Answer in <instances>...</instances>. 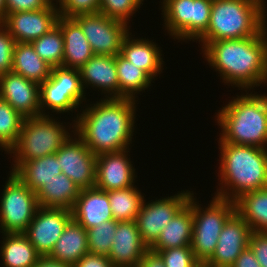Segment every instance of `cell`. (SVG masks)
<instances>
[{
    "label": "cell",
    "mask_w": 267,
    "mask_h": 267,
    "mask_svg": "<svg viewBox=\"0 0 267 267\" xmlns=\"http://www.w3.org/2000/svg\"><path fill=\"white\" fill-rule=\"evenodd\" d=\"M136 101L103 98L90 104L73 120L72 128L95 154L130 149L134 132Z\"/></svg>",
    "instance_id": "1"
},
{
    "label": "cell",
    "mask_w": 267,
    "mask_h": 267,
    "mask_svg": "<svg viewBox=\"0 0 267 267\" xmlns=\"http://www.w3.org/2000/svg\"><path fill=\"white\" fill-rule=\"evenodd\" d=\"M202 52L227 85L246 91L267 83V25L256 36L209 42Z\"/></svg>",
    "instance_id": "2"
},
{
    "label": "cell",
    "mask_w": 267,
    "mask_h": 267,
    "mask_svg": "<svg viewBox=\"0 0 267 267\" xmlns=\"http://www.w3.org/2000/svg\"><path fill=\"white\" fill-rule=\"evenodd\" d=\"M219 146L221 187L215 197L235 201L243 193L267 187V149L231 143Z\"/></svg>",
    "instance_id": "3"
},
{
    "label": "cell",
    "mask_w": 267,
    "mask_h": 267,
    "mask_svg": "<svg viewBox=\"0 0 267 267\" xmlns=\"http://www.w3.org/2000/svg\"><path fill=\"white\" fill-rule=\"evenodd\" d=\"M247 91L246 95L233 97L216 113L222 128L218 143L267 149V96Z\"/></svg>",
    "instance_id": "4"
},
{
    "label": "cell",
    "mask_w": 267,
    "mask_h": 267,
    "mask_svg": "<svg viewBox=\"0 0 267 267\" xmlns=\"http://www.w3.org/2000/svg\"><path fill=\"white\" fill-rule=\"evenodd\" d=\"M264 0H213L207 31L197 40L203 48L217 40L256 36L267 24Z\"/></svg>",
    "instance_id": "5"
},
{
    "label": "cell",
    "mask_w": 267,
    "mask_h": 267,
    "mask_svg": "<svg viewBox=\"0 0 267 267\" xmlns=\"http://www.w3.org/2000/svg\"><path fill=\"white\" fill-rule=\"evenodd\" d=\"M47 113L24 119L18 142L9 152L15 163L10 172L14 173L25 161L56 153L70 137L66 126Z\"/></svg>",
    "instance_id": "6"
},
{
    "label": "cell",
    "mask_w": 267,
    "mask_h": 267,
    "mask_svg": "<svg viewBox=\"0 0 267 267\" xmlns=\"http://www.w3.org/2000/svg\"><path fill=\"white\" fill-rule=\"evenodd\" d=\"M188 203L193 214L190 246L197 260L207 261L215 252L224 224L236 211L235 201L213 197L208 207L202 208L192 194Z\"/></svg>",
    "instance_id": "7"
},
{
    "label": "cell",
    "mask_w": 267,
    "mask_h": 267,
    "mask_svg": "<svg viewBox=\"0 0 267 267\" xmlns=\"http://www.w3.org/2000/svg\"><path fill=\"white\" fill-rule=\"evenodd\" d=\"M0 197L1 233H24L39 208L36 193L13 172Z\"/></svg>",
    "instance_id": "8"
},
{
    "label": "cell",
    "mask_w": 267,
    "mask_h": 267,
    "mask_svg": "<svg viewBox=\"0 0 267 267\" xmlns=\"http://www.w3.org/2000/svg\"><path fill=\"white\" fill-rule=\"evenodd\" d=\"M85 94L79 69L54 67L50 77L40 84L41 115H47L45 108L58 114L72 112L81 107Z\"/></svg>",
    "instance_id": "9"
},
{
    "label": "cell",
    "mask_w": 267,
    "mask_h": 267,
    "mask_svg": "<svg viewBox=\"0 0 267 267\" xmlns=\"http://www.w3.org/2000/svg\"><path fill=\"white\" fill-rule=\"evenodd\" d=\"M72 18L80 25L94 55L116 56L121 53L123 41L130 30L128 24L100 12Z\"/></svg>",
    "instance_id": "10"
},
{
    "label": "cell",
    "mask_w": 267,
    "mask_h": 267,
    "mask_svg": "<svg viewBox=\"0 0 267 267\" xmlns=\"http://www.w3.org/2000/svg\"><path fill=\"white\" fill-rule=\"evenodd\" d=\"M192 191L178 192L174 196L143 201L135 219L142 241L150 247L158 238L163 228L188 203Z\"/></svg>",
    "instance_id": "11"
},
{
    "label": "cell",
    "mask_w": 267,
    "mask_h": 267,
    "mask_svg": "<svg viewBox=\"0 0 267 267\" xmlns=\"http://www.w3.org/2000/svg\"><path fill=\"white\" fill-rule=\"evenodd\" d=\"M70 137L55 153L63 174L80 189L95 187L96 158L82 139L72 130Z\"/></svg>",
    "instance_id": "12"
},
{
    "label": "cell",
    "mask_w": 267,
    "mask_h": 267,
    "mask_svg": "<svg viewBox=\"0 0 267 267\" xmlns=\"http://www.w3.org/2000/svg\"><path fill=\"white\" fill-rule=\"evenodd\" d=\"M71 219L72 210L39 206L24 234L41 257L49 256Z\"/></svg>",
    "instance_id": "13"
},
{
    "label": "cell",
    "mask_w": 267,
    "mask_h": 267,
    "mask_svg": "<svg viewBox=\"0 0 267 267\" xmlns=\"http://www.w3.org/2000/svg\"><path fill=\"white\" fill-rule=\"evenodd\" d=\"M59 8L50 5L34 11L7 13L2 23L19 43H31L57 25Z\"/></svg>",
    "instance_id": "14"
},
{
    "label": "cell",
    "mask_w": 267,
    "mask_h": 267,
    "mask_svg": "<svg viewBox=\"0 0 267 267\" xmlns=\"http://www.w3.org/2000/svg\"><path fill=\"white\" fill-rule=\"evenodd\" d=\"M253 230L235 211L224 224L215 252L207 260L214 267H231L238 256L249 247Z\"/></svg>",
    "instance_id": "15"
},
{
    "label": "cell",
    "mask_w": 267,
    "mask_h": 267,
    "mask_svg": "<svg viewBox=\"0 0 267 267\" xmlns=\"http://www.w3.org/2000/svg\"><path fill=\"white\" fill-rule=\"evenodd\" d=\"M101 153L96 158L95 187L103 191L125 189L135 183V170L128 152Z\"/></svg>",
    "instance_id": "16"
},
{
    "label": "cell",
    "mask_w": 267,
    "mask_h": 267,
    "mask_svg": "<svg viewBox=\"0 0 267 267\" xmlns=\"http://www.w3.org/2000/svg\"><path fill=\"white\" fill-rule=\"evenodd\" d=\"M40 84L14 72L0 77V98L8 102L24 118L41 115Z\"/></svg>",
    "instance_id": "17"
},
{
    "label": "cell",
    "mask_w": 267,
    "mask_h": 267,
    "mask_svg": "<svg viewBox=\"0 0 267 267\" xmlns=\"http://www.w3.org/2000/svg\"><path fill=\"white\" fill-rule=\"evenodd\" d=\"M149 247L142 241L135 221L118 222L108 258L115 267H138Z\"/></svg>",
    "instance_id": "18"
},
{
    "label": "cell",
    "mask_w": 267,
    "mask_h": 267,
    "mask_svg": "<svg viewBox=\"0 0 267 267\" xmlns=\"http://www.w3.org/2000/svg\"><path fill=\"white\" fill-rule=\"evenodd\" d=\"M83 90L89 85L101 89L105 98H119L115 56L93 55L80 69ZM108 94V96H107Z\"/></svg>",
    "instance_id": "19"
},
{
    "label": "cell",
    "mask_w": 267,
    "mask_h": 267,
    "mask_svg": "<svg viewBox=\"0 0 267 267\" xmlns=\"http://www.w3.org/2000/svg\"><path fill=\"white\" fill-rule=\"evenodd\" d=\"M72 218L86 230L114 220L107 192L96 187L81 189L72 209Z\"/></svg>",
    "instance_id": "20"
},
{
    "label": "cell",
    "mask_w": 267,
    "mask_h": 267,
    "mask_svg": "<svg viewBox=\"0 0 267 267\" xmlns=\"http://www.w3.org/2000/svg\"><path fill=\"white\" fill-rule=\"evenodd\" d=\"M57 25L64 37L62 67L80 69L94 55L86 36L72 17L60 16Z\"/></svg>",
    "instance_id": "21"
},
{
    "label": "cell",
    "mask_w": 267,
    "mask_h": 267,
    "mask_svg": "<svg viewBox=\"0 0 267 267\" xmlns=\"http://www.w3.org/2000/svg\"><path fill=\"white\" fill-rule=\"evenodd\" d=\"M131 34L129 33L125 37L120 54L155 80L154 77L158 76L163 70L162 50L149 39H133L134 37Z\"/></svg>",
    "instance_id": "22"
},
{
    "label": "cell",
    "mask_w": 267,
    "mask_h": 267,
    "mask_svg": "<svg viewBox=\"0 0 267 267\" xmlns=\"http://www.w3.org/2000/svg\"><path fill=\"white\" fill-rule=\"evenodd\" d=\"M87 253V230L72 218L48 257L73 267Z\"/></svg>",
    "instance_id": "23"
},
{
    "label": "cell",
    "mask_w": 267,
    "mask_h": 267,
    "mask_svg": "<svg viewBox=\"0 0 267 267\" xmlns=\"http://www.w3.org/2000/svg\"><path fill=\"white\" fill-rule=\"evenodd\" d=\"M192 229V206L187 203L162 229L159 238L149 248L151 250H163L190 246Z\"/></svg>",
    "instance_id": "24"
},
{
    "label": "cell",
    "mask_w": 267,
    "mask_h": 267,
    "mask_svg": "<svg viewBox=\"0 0 267 267\" xmlns=\"http://www.w3.org/2000/svg\"><path fill=\"white\" fill-rule=\"evenodd\" d=\"M80 188L65 174L55 175L37 192L38 204L41 207L73 209L79 196Z\"/></svg>",
    "instance_id": "25"
},
{
    "label": "cell",
    "mask_w": 267,
    "mask_h": 267,
    "mask_svg": "<svg viewBox=\"0 0 267 267\" xmlns=\"http://www.w3.org/2000/svg\"><path fill=\"white\" fill-rule=\"evenodd\" d=\"M0 256L4 267H33L41 257L24 233H3Z\"/></svg>",
    "instance_id": "26"
},
{
    "label": "cell",
    "mask_w": 267,
    "mask_h": 267,
    "mask_svg": "<svg viewBox=\"0 0 267 267\" xmlns=\"http://www.w3.org/2000/svg\"><path fill=\"white\" fill-rule=\"evenodd\" d=\"M51 70L52 67L35 52L31 43L16 42L12 72L41 84L50 77Z\"/></svg>",
    "instance_id": "27"
},
{
    "label": "cell",
    "mask_w": 267,
    "mask_h": 267,
    "mask_svg": "<svg viewBox=\"0 0 267 267\" xmlns=\"http://www.w3.org/2000/svg\"><path fill=\"white\" fill-rule=\"evenodd\" d=\"M164 26L173 39L191 41L193 0H163Z\"/></svg>",
    "instance_id": "28"
},
{
    "label": "cell",
    "mask_w": 267,
    "mask_h": 267,
    "mask_svg": "<svg viewBox=\"0 0 267 267\" xmlns=\"http://www.w3.org/2000/svg\"><path fill=\"white\" fill-rule=\"evenodd\" d=\"M15 175L36 193L45 183L62 173L56 154L25 161Z\"/></svg>",
    "instance_id": "29"
},
{
    "label": "cell",
    "mask_w": 267,
    "mask_h": 267,
    "mask_svg": "<svg viewBox=\"0 0 267 267\" xmlns=\"http://www.w3.org/2000/svg\"><path fill=\"white\" fill-rule=\"evenodd\" d=\"M235 206L253 231L267 232V187L243 193Z\"/></svg>",
    "instance_id": "30"
},
{
    "label": "cell",
    "mask_w": 267,
    "mask_h": 267,
    "mask_svg": "<svg viewBox=\"0 0 267 267\" xmlns=\"http://www.w3.org/2000/svg\"><path fill=\"white\" fill-rule=\"evenodd\" d=\"M115 63L119 81V98L136 100L137 94L148 89L153 79L121 54L115 56Z\"/></svg>",
    "instance_id": "31"
},
{
    "label": "cell",
    "mask_w": 267,
    "mask_h": 267,
    "mask_svg": "<svg viewBox=\"0 0 267 267\" xmlns=\"http://www.w3.org/2000/svg\"><path fill=\"white\" fill-rule=\"evenodd\" d=\"M107 194L115 221H135L144 201L136 186L107 191Z\"/></svg>",
    "instance_id": "32"
},
{
    "label": "cell",
    "mask_w": 267,
    "mask_h": 267,
    "mask_svg": "<svg viewBox=\"0 0 267 267\" xmlns=\"http://www.w3.org/2000/svg\"><path fill=\"white\" fill-rule=\"evenodd\" d=\"M24 117L0 98V148L9 154L17 144Z\"/></svg>",
    "instance_id": "33"
},
{
    "label": "cell",
    "mask_w": 267,
    "mask_h": 267,
    "mask_svg": "<svg viewBox=\"0 0 267 267\" xmlns=\"http://www.w3.org/2000/svg\"><path fill=\"white\" fill-rule=\"evenodd\" d=\"M35 52L52 68L63 63L64 37L58 25L31 42Z\"/></svg>",
    "instance_id": "34"
},
{
    "label": "cell",
    "mask_w": 267,
    "mask_h": 267,
    "mask_svg": "<svg viewBox=\"0 0 267 267\" xmlns=\"http://www.w3.org/2000/svg\"><path fill=\"white\" fill-rule=\"evenodd\" d=\"M116 227L117 221L110 220L88 229L87 240L89 253L108 257Z\"/></svg>",
    "instance_id": "35"
},
{
    "label": "cell",
    "mask_w": 267,
    "mask_h": 267,
    "mask_svg": "<svg viewBox=\"0 0 267 267\" xmlns=\"http://www.w3.org/2000/svg\"><path fill=\"white\" fill-rule=\"evenodd\" d=\"M144 0H100L99 12L111 19L129 24L131 16L140 9Z\"/></svg>",
    "instance_id": "36"
},
{
    "label": "cell",
    "mask_w": 267,
    "mask_h": 267,
    "mask_svg": "<svg viewBox=\"0 0 267 267\" xmlns=\"http://www.w3.org/2000/svg\"><path fill=\"white\" fill-rule=\"evenodd\" d=\"M213 0H193L191 39L198 40L206 31L210 21Z\"/></svg>",
    "instance_id": "37"
},
{
    "label": "cell",
    "mask_w": 267,
    "mask_h": 267,
    "mask_svg": "<svg viewBox=\"0 0 267 267\" xmlns=\"http://www.w3.org/2000/svg\"><path fill=\"white\" fill-rule=\"evenodd\" d=\"M153 251L161 256L165 267H192L197 261L191 246Z\"/></svg>",
    "instance_id": "38"
},
{
    "label": "cell",
    "mask_w": 267,
    "mask_h": 267,
    "mask_svg": "<svg viewBox=\"0 0 267 267\" xmlns=\"http://www.w3.org/2000/svg\"><path fill=\"white\" fill-rule=\"evenodd\" d=\"M16 41L9 34L8 29L0 23V77L12 72V61Z\"/></svg>",
    "instance_id": "39"
},
{
    "label": "cell",
    "mask_w": 267,
    "mask_h": 267,
    "mask_svg": "<svg viewBox=\"0 0 267 267\" xmlns=\"http://www.w3.org/2000/svg\"><path fill=\"white\" fill-rule=\"evenodd\" d=\"M100 0H66L59 8L60 16L74 17L79 14L99 12Z\"/></svg>",
    "instance_id": "40"
},
{
    "label": "cell",
    "mask_w": 267,
    "mask_h": 267,
    "mask_svg": "<svg viewBox=\"0 0 267 267\" xmlns=\"http://www.w3.org/2000/svg\"><path fill=\"white\" fill-rule=\"evenodd\" d=\"M249 247L261 267H267V232L253 231L250 236Z\"/></svg>",
    "instance_id": "41"
},
{
    "label": "cell",
    "mask_w": 267,
    "mask_h": 267,
    "mask_svg": "<svg viewBox=\"0 0 267 267\" xmlns=\"http://www.w3.org/2000/svg\"><path fill=\"white\" fill-rule=\"evenodd\" d=\"M47 0H6L7 13L34 11L49 7Z\"/></svg>",
    "instance_id": "42"
},
{
    "label": "cell",
    "mask_w": 267,
    "mask_h": 267,
    "mask_svg": "<svg viewBox=\"0 0 267 267\" xmlns=\"http://www.w3.org/2000/svg\"><path fill=\"white\" fill-rule=\"evenodd\" d=\"M73 267H115L107 256L87 253Z\"/></svg>",
    "instance_id": "43"
},
{
    "label": "cell",
    "mask_w": 267,
    "mask_h": 267,
    "mask_svg": "<svg viewBox=\"0 0 267 267\" xmlns=\"http://www.w3.org/2000/svg\"><path fill=\"white\" fill-rule=\"evenodd\" d=\"M231 267H261L258 263L254 252L250 247H247L243 252L238 256L236 262Z\"/></svg>",
    "instance_id": "44"
},
{
    "label": "cell",
    "mask_w": 267,
    "mask_h": 267,
    "mask_svg": "<svg viewBox=\"0 0 267 267\" xmlns=\"http://www.w3.org/2000/svg\"><path fill=\"white\" fill-rule=\"evenodd\" d=\"M138 267H165L161 256L150 248L144 253Z\"/></svg>",
    "instance_id": "45"
},
{
    "label": "cell",
    "mask_w": 267,
    "mask_h": 267,
    "mask_svg": "<svg viewBox=\"0 0 267 267\" xmlns=\"http://www.w3.org/2000/svg\"><path fill=\"white\" fill-rule=\"evenodd\" d=\"M33 267H72L63 262H59L49 258L48 256L40 257L38 262Z\"/></svg>",
    "instance_id": "46"
},
{
    "label": "cell",
    "mask_w": 267,
    "mask_h": 267,
    "mask_svg": "<svg viewBox=\"0 0 267 267\" xmlns=\"http://www.w3.org/2000/svg\"><path fill=\"white\" fill-rule=\"evenodd\" d=\"M7 15L6 0H0V23L5 21Z\"/></svg>",
    "instance_id": "47"
},
{
    "label": "cell",
    "mask_w": 267,
    "mask_h": 267,
    "mask_svg": "<svg viewBox=\"0 0 267 267\" xmlns=\"http://www.w3.org/2000/svg\"><path fill=\"white\" fill-rule=\"evenodd\" d=\"M192 267H214L208 261L197 260Z\"/></svg>",
    "instance_id": "48"
},
{
    "label": "cell",
    "mask_w": 267,
    "mask_h": 267,
    "mask_svg": "<svg viewBox=\"0 0 267 267\" xmlns=\"http://www.w3.org/2000/svg\"><path fill=\"white\" fill-rule=\"evenodd\" d=\"M48 3L52 6H56L57 8H60L66 0H47ZM54 1H56V3H54ZM59 3V4H58ZM56 4V5H55ZM59 5V6H58Z\"/></svg>",
    "instance_id": "49"
}]
</instances>
